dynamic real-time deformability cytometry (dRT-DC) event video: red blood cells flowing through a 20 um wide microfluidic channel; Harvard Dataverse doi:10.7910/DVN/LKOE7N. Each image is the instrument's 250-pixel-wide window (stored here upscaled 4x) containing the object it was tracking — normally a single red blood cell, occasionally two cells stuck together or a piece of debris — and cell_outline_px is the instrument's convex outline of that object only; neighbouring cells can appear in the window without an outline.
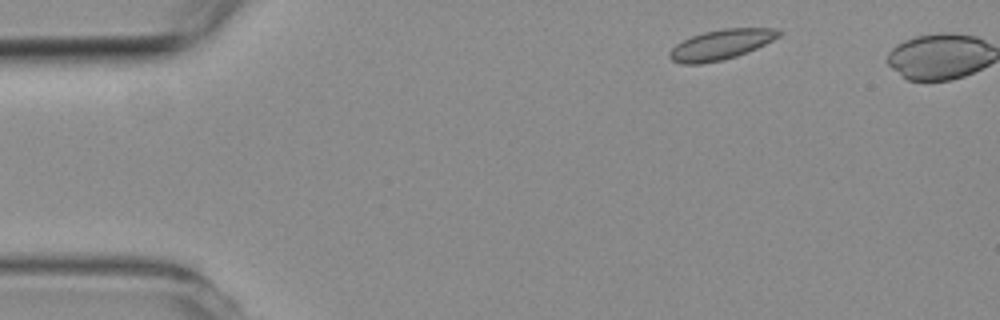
{"species": "common noctule bat (a hibernating species)", "species_latin": "Nyctalus noctula", "temperature_condition": "room temperature", "stored_images_in_passage": 4, "camera_frame_rate_fps": 3000, "um_per_image_px": 0.085, "animal": {"sex": "female", "body_mass_g": 19.3, "forearm_length_mm": 54.1}, "frame": {"image": 1, "passage_image": 1, "time_ms": 0.0, "image_size_px": [1000, 320], "cell_outline_px": [[784, 32], [780, 36], [756, 48], [736, 56], [720, 60], [700, 64], [684, 64], [672, 60], [668, 56], [668, 52], [676, 44], [692, 36], [704, 32], [724, 28], [776, 28]], "centroid_in_image_um": [61.29, 3.78], "position_along_channel_um": 23.7, "area_um2": 18.96}}